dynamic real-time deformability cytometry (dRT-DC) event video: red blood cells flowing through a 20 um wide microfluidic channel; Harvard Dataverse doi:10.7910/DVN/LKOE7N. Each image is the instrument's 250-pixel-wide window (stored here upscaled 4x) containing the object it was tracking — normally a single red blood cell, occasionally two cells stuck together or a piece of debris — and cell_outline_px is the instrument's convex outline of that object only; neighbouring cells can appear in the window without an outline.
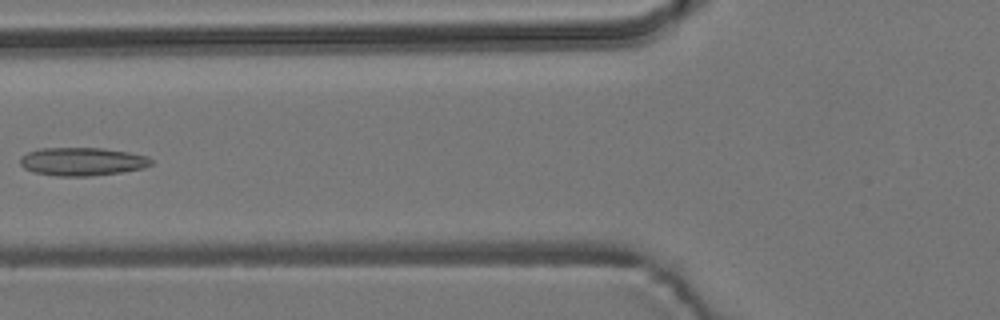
{"species": "common noctule bat (a hibernating species)", "species_latin": "Nyctalus noctula", "temperature_condition": "room temperature", "stored_images_in_passage": 6, "camera_frame_rate_fps": 3000, "um_per_image_px": 0.085, "animal": {"sex": "male", "body_mass_g": 19.2, "forearm_length_mm": 51.8}, "frame": {"image": 1, "passage_image": 6, "time_ms": 6.333, "image_size_px": [1000, 320], "cell_outline_px": [[152, 164], [144, 168], [120, 172], [88, 176], [60, 176], [36, 172], [24, 168], [20, 164], [20, 156], [28, 152], [40, 148], [104, 148], [128, 152], [148, 156], [152, 160]], "centroid_in_image_um": [7.0, 13.72], "position_along_channel_um": 118.8, "area_um2": 21.44}}